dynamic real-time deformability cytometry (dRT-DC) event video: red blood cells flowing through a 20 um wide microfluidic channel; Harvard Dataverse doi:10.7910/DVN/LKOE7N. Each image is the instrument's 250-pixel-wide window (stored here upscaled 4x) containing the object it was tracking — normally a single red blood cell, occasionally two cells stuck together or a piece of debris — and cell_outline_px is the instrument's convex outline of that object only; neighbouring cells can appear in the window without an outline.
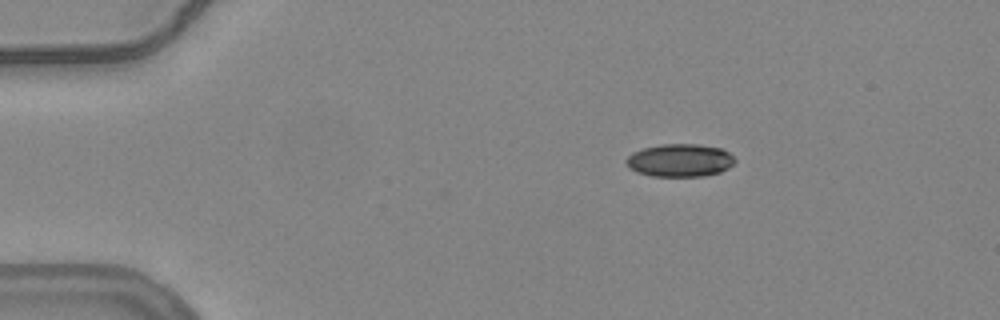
{"species": "common noctule bat (a hibernating species)", "species_latin": "Nyctalus noctula", "temperature_condition": "warm", "stored_images_in_passage": 46, "camera_frame_rate_fps": 3000, "um_per_image_px": 0.085, "animal": {"sex": "female", "body_mass_g": 24.6, "forearm_length_mm": 56.2}, "frame": {"image": 1, "passage_image": 1, "time_ms": 0.0, "image_size_px": [1000, 320], "cell_outline_px": [[736, 160], [728, 168], [720, 172], [704, 176], [652, 176], [636, 172], [628, 168], [624, 160], [632, 152], [644, 148], [660, 144], [696, 144], [720, 148], [728, 152]], "centroid_in_image_um": [57.75, 13.63], "position_along_channel_um": 27.3, "area_um2": 20.87}}
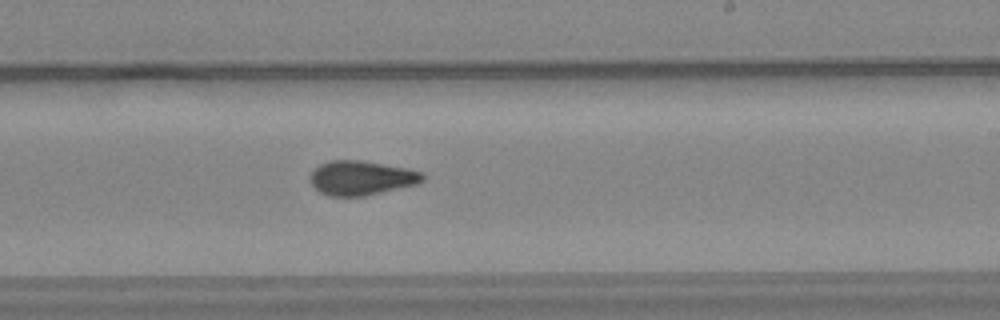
{"frame": {"image": 2, "passage_image": 25, "time_ms": 8.0, "image_size_px": [1000, 320], "cell_outline_px": [[424, 180], [416, 184], [364, 196], [328, 196], [320, 192], [308, 180], [312, 172], [320, 164], [328, 160], [360, 160], [408, 168], [424, 172]], "centroid_in_image_um": [30.71, 15.11], "position_along_channel_um": 258.3, "area_um2": 22.54}}
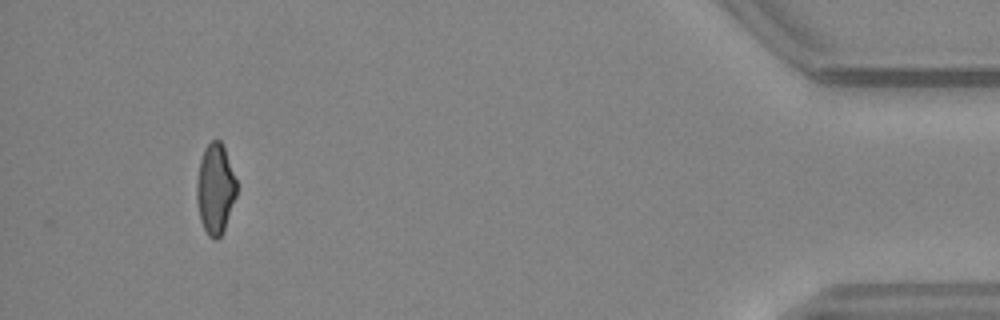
{"frame": {"image": 3, "passage_image": 43, "time_ms": 14.0, "image_size_px": [1000, 320], "cell_outline_px": [[236, 196], [224, 232], [216, 240], [212, 240], [208, 236], [200, 220], [196, 200], [196, 184], [200, 160], [204, 148], [212, 140], [220, 140], [224, 144], [236, 180]], "centroid_in_image_um": [18.3, 16.07], "position_along_channel_um": 416.9, "area_um2": 21.27}, "authors_computed_cell_mechanics": {"area_um2": 22.1952, "velocity_mm_per_s": 3.7911, "shape_relaxation_time_tau1_ms": null, "shape_relaxation_time_tau2_ms": 1.6648, "deformation_change_tau1": null, "deformation_change_tau2": 0.0699}}